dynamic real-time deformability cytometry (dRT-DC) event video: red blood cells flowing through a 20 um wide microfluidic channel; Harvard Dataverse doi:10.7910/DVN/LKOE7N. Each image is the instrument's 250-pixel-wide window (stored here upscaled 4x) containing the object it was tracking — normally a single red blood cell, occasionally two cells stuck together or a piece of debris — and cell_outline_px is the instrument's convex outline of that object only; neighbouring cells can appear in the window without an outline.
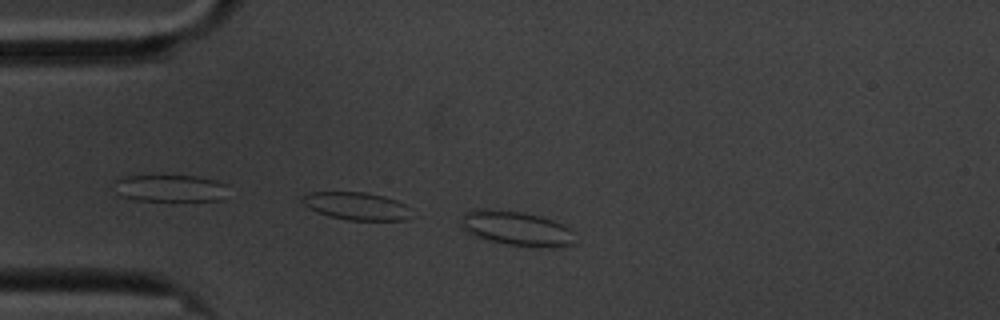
{"species": "common noctule bat (a hibernating species)", "species_latin": "Nyctalus noctula", "temperature_condition": "cold", "stored_images_in_passage": 32, "camera_frame_rate_fps": 3000, "um_per_image_px": 0.085, "animal": {"sex": "male", "body_mass_g": 20.1, "forearm_length_mm": 53.5}, "frame": {"image": 1, "passage_image": 1, "time_ms": 0.0, "image_size_px": [1000, 320], "cell_outline_px": [[572, 244], [552, 248], [536, 248], [508, 244], [476, 236], [468, 232], [464, 228], [464, 212], [472, 208], [484, 208], [524, 212], [540, 216], [552, 220], [568, 228], [572, 232]], "centroid_in_image_um": [43.91, 19.41], "position_along_channel_um": 41.1, "area_um2": 22.6}}
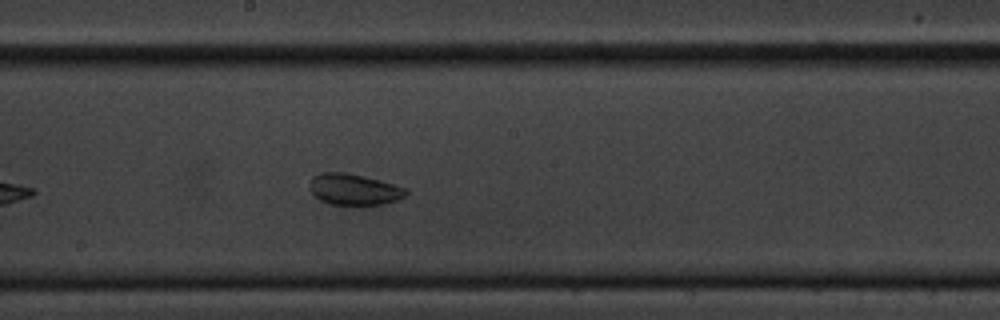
{"frame": {"image": 2, "passage_image": 19, "time_ms": 6.0, "image_size_px": [1000, 320], "cell_outline_px": [[408, 192], [404, 196], [396, 200], [380, 204], [360, 208], [332, 204], [320, 200], [312, 196], [308, 188], [312, 176], [320, 172], [344, 172], [408, 188]], "centroid_in_image_um": [30.02, 16.14], "position_along_channel_um": 218.2, "area_um2": 17.98}}
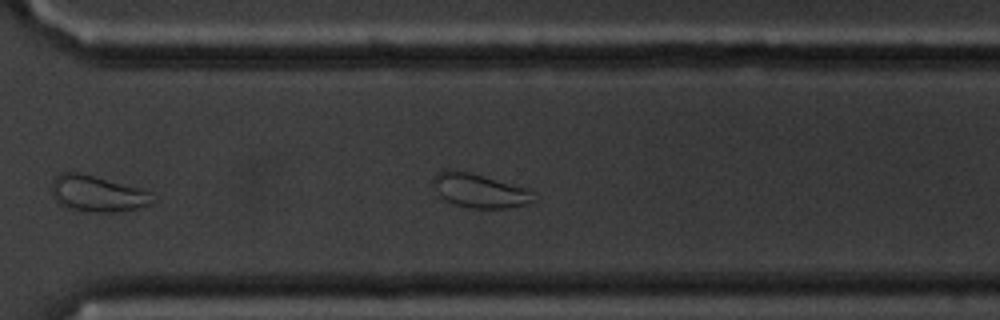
{"frame": {"image": 3, "passage_image": 29, "time_ms": 9.333, "image_size_px": [1000, 320], "cell_outline_px": [[160, 200], [152, 204], [136, 208], [112, 212], [88, 212], [72, 208], [60, 204], [52, 196], [52, 180], [60, 172], [80, 172], [140, 188], [148, 192]], "centroid_in_image_um": [8.3, 16.45], "position_along_channel_um": 362.3, "area_um2": 21.33}, "authors_computed_cell_mechanics": {"area_um2": 17.9469, "velocity_mm_per_s": 3.3609, "shape_relaxation_time_tau1_ms": 2.9351, "shape_relaxation_time_tau2_ms": 1.4535, "deformation_change_tau1": 0.058, "deformation_change_tau2": 0.07}}